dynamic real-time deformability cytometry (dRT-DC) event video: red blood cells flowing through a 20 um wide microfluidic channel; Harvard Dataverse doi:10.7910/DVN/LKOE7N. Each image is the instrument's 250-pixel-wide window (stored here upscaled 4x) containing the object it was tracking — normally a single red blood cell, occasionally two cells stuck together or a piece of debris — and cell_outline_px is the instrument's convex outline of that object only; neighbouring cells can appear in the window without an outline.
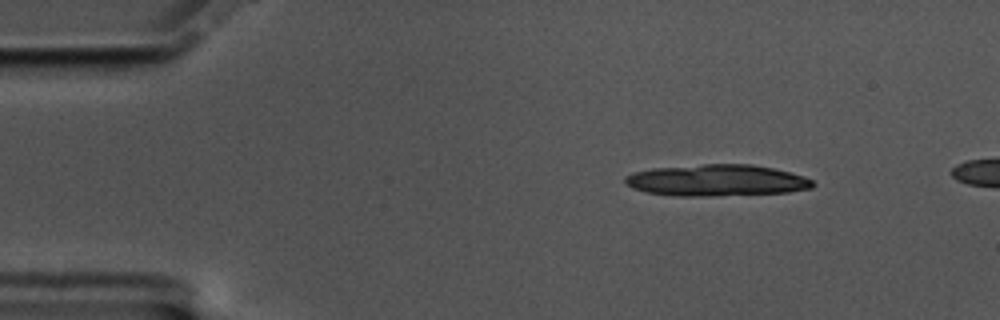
{"species": "common noctule bat (a hibernating species)", "species_latin": "Nyctalus noctula", "temperature_condition": "cold", "stored_images_in_passage": 10, "camera_frame_rate_fps": 3000, "um_per_image_px": 0.085, "animal": {"sex": "male", "body_mass_g": 17.5, "forearm_length_mm": 52.3}, "frame": {"image": 1, "passage_image": 1, "time_ms": 0.0, "image_size_px": [1000, 320], "cell_outline_px": [[816, 184], [812, 188], [788, 192], [704, 196], [676, 196], [648, 192], [632, 188], [624, 184], [624, 176], [632, 172], [652, 168], [704, 164], [752, 164], [772, 168], [804, 176], [812, 180]], "centroid_in_image_um": [60.88, 15.32], "position_along_channel_um": 24.1, "area_um2": 34.51}}